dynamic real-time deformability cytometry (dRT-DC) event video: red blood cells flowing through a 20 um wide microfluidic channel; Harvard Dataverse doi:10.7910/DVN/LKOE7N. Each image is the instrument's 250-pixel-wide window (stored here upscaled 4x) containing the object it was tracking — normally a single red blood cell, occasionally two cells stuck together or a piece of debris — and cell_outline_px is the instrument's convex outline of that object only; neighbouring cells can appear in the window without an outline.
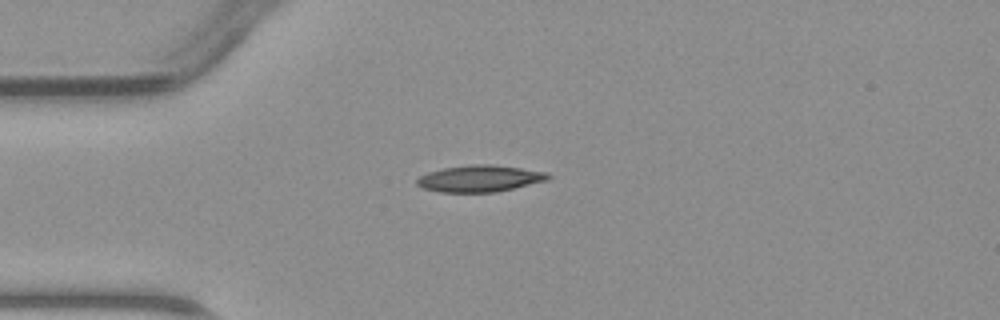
{"species": "common noctule bat (a hibernating species)", "species_latin": "Nyctalus noctula", "temperature_condition": "warm", "stored_images_in_passage": 2, "camera_frame_rate_fps": 3000, "um_per_image_px": 0.085, "animal": {"sex": "male", "body_mass_g": 23.1, "forearm_length_mm": 52.7}, "frame": {"image": 1, "passage_image": 1, "time_ms": 0.0, "image_size_px": [1000, 320], "cell_outline_px": [[552, 176], [548, 180], [496, 192], [440, 192], [424, 188], [416, 184], [416, 180], [420, 176], [428, 172], [444, 168], [472, 164], [492, 164], [548, 172]], "centroid_in_image_um": [40.8, 15.17], "position_along_channel_um": 44.2, "area_um2": 20.29}}